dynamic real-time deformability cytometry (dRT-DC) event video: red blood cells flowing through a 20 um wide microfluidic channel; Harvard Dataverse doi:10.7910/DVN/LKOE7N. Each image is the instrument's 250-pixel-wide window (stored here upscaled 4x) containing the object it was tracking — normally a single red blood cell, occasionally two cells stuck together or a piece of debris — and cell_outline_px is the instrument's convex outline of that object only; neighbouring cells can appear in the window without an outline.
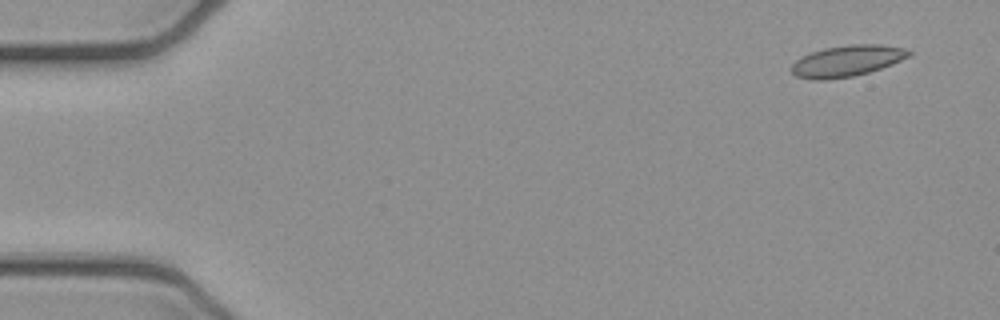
{"species": "common noctule bat (a hibernating species)", "species_latin": "Nyctalus noctula", "temperature_condition": "cold", "stored_images_in_passage": 50, "camera_frame_rate_fps": 3000, "um_per_image_px": 0.085, "animal": {"sex": "female", "body_mass_g": 21.9}, "frame": {"image": 1, "passage_image": 1, "time_ms": 0.0, "image_size_px": [1000, 320], "cell_outline_px": [[912, 56], [892, 64], [868, 72], [852, 76], [828, 80], [812, 80], [796, 76], [792, 72], [792, 64], [800, 56], [824, 48], [852, 44], [880, 44], [904, 48], [912, 52]], "centroid_in_image_um": [72.0, 5.17], "position_along_channel_um": 13.0, "area_um2": 21.39}}
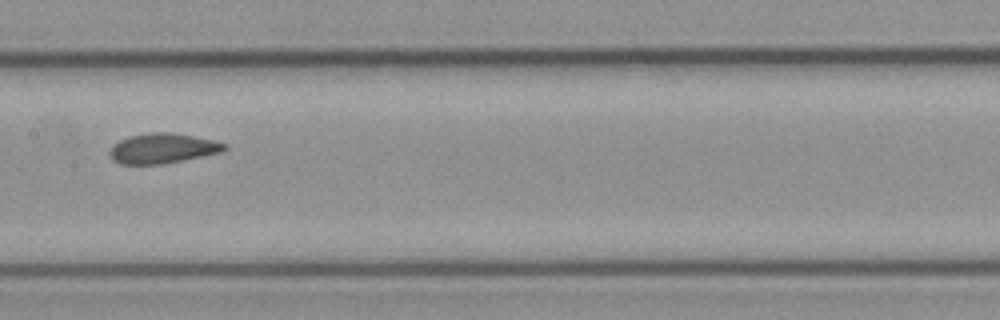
{"frame": {"image": 2, "passage_image": 24, "time_ms": 7.667, "image_size_px": [1000, 320], "cell_outline_px": [[228, 148], [220, 152], [184, 160], [164, 164], [120, 164], [112, 160], [108, 152], [112, 144], [128, 136], [148, 132], [168, 132], [216, 140], [228, 144]], "centroid_in_image_um": [13.8, 12.61], "position_along_channel_um": 193.6, "area_um2": 20.29}}
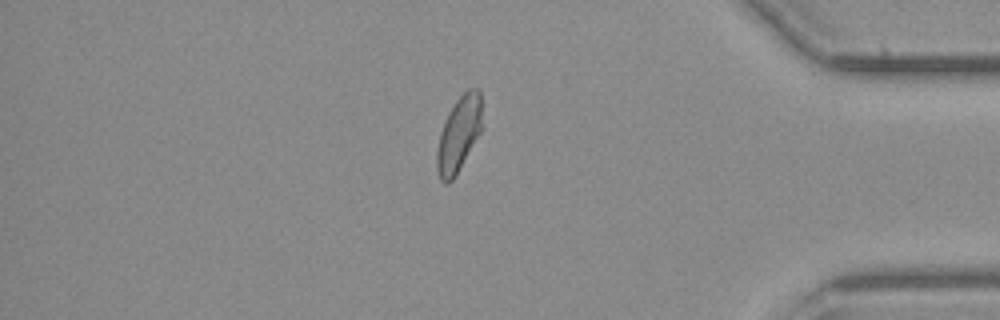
{"frame": {"image": 3, "passage_image": 42, "time_ms": 13.667, "image_size_px": [1000, 320], "cell_outline_px": [[484, 128], [456, 176], [448, 184], [444, 184], [440, 180], [436, 168], [436, 152], [440, 132], [448, 112], [456, 100], [468, 88], [480, 88]], "centroid_in_image_um": [39.03, 11.4], "position_along_channel_um": 396.2, "area_um2": 20.58}, "authors_computed_cell_mechanics": {"area_um2": 20.4901, "velocity_mm_per_s": 3.9248, "shape_relaxation_time_tau1_ms": null, "shape_relaxation_time_tau2_ms": 1.6281, "deformation_change_tau1": null, "deformation_change_tau2": 0.0762}}